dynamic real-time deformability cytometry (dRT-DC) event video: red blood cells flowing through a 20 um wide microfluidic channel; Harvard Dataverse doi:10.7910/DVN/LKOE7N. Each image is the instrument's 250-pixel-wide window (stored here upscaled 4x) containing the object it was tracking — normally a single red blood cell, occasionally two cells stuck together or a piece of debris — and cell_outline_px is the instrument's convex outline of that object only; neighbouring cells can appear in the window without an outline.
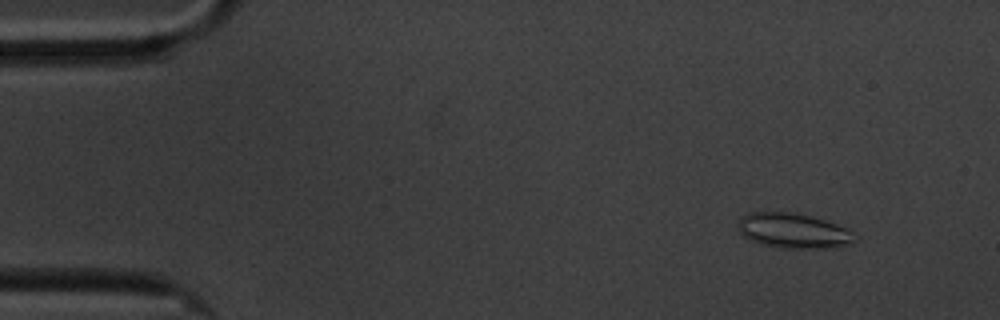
{"species": "common noctule bat (a hibernating species)", "species_latin": "Nyctalus noctula", "temperature_condition": "cold", "stored_images_in_passage": 59, "camera_frame_rate_fps": 3000, "um_per_image_px": 0.085, "animal": {"sex": "male", "body_mass_g": 20.1, "forearm_length_mm": 53.5}, "frame": {"image": 1, "passage_image": 6, "time_ms": 1.667, "image_size_px": [1000, 320], "cell_outline_px": [[860, 240], [836, 248], [776, 248], [760, 244], [744, 236], [740, 232], [736, 224], [748, 212], [792, 212], [824, 220], [848, 228]], "centroid_in_image_um": [67.47, 19.63], "position_along_channel_um": 17.5, "area_um2": 23.99}}
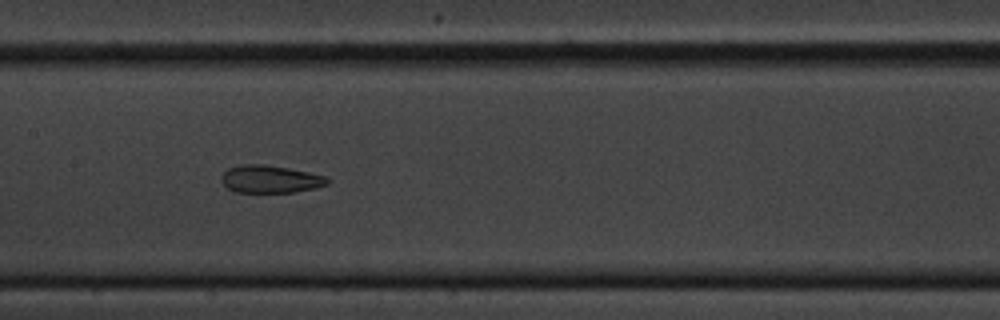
{"frame": {"image": 2, "passage_image": 29, "time_ms": 9.333, "image_size_px": [1000, 320], "cell_outline_px": [[332, 180], [328, 184], [316, 188], [292, 192], [236, 192], [228, 188], [220, 180], [220, 176], [228, 168], [240, 164], [264, 164], [288, 168], [308, 172], [324, 176]], "centroid_in_image_um": [22.96, 15.22], "position_along_channel_um": 184.4, "area_um2": 17.11}}
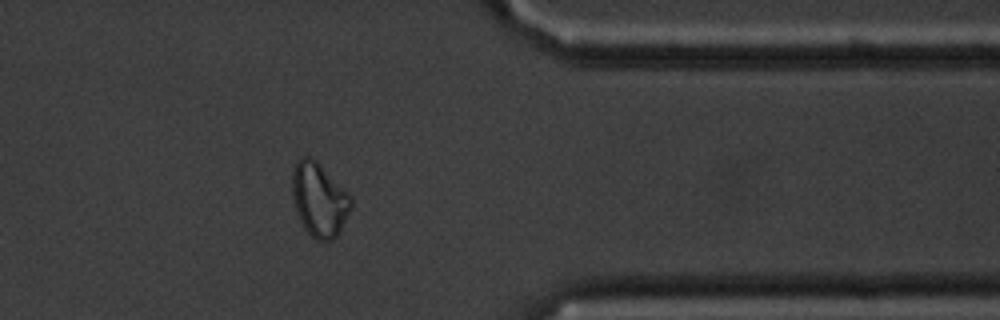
{"frame": {"image": 3, "passage_image": 48, "time_ms": 15.667, "image_size_px": [1000, 320], "cell_outline_px": [[352, 208], [340, 232], [332, 240], [316, 240], [304, 228], [296, 212], [292, 196], [292, 168], [300, 156], [312, 156], [352, 196]], "centroid_in_image_um": [27.13, 16.95], "position_along_channel_um": 384.3, "area_um2": 25.61}, "authors_computed_cell_mechanics": {"area_um2": 21.3282, "velocity_mm_per_s": 3.3721, "shape_relaxation_time_tau1_ms": null, "shape_relaxation_time_tau2_ms": 2.0743, "deformation_change_tau1": null, "deformation_change_tau2": 0.0815}}